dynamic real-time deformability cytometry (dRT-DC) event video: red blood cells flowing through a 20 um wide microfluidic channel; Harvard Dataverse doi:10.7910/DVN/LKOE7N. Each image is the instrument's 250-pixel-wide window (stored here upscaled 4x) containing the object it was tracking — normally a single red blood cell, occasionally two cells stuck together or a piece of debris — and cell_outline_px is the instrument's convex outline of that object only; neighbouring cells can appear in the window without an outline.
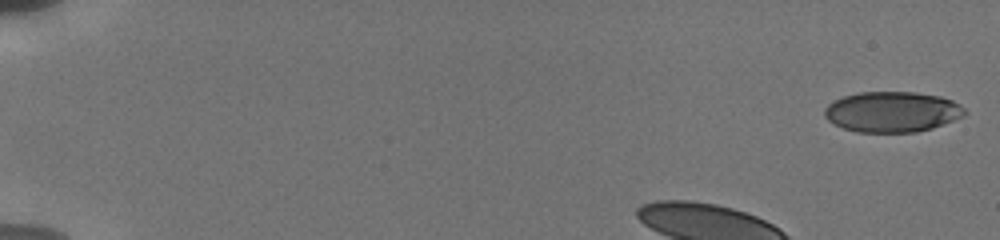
{"species": "human", "species_latin": "Homo sapiens", "temperature_condition": "cold", "stored_images_in_passage": 37, "camera_frame_rate_fps": 3000, "um_per_image_px": 0.085, "donor": {"sex": "male"}, "frame": {"image": 1, "passage_image": 1, "time_ms": 0.0, "image_size_px": [1000, 240], "cell_outline_px": [[968, 112], [964, 116], [932, 128], [916, 132], [856, 132], [844, 128], [828, 120], [824, 116], [824, 108], [828, 104], [844, 96], [860, 92], [916, 92], [940, 96], [952, 100], [960, 104]], "centroid_in_image_um": [75.86, 9.5], "position_along_channel_um": 9.1, "area_um2": 33.12}}
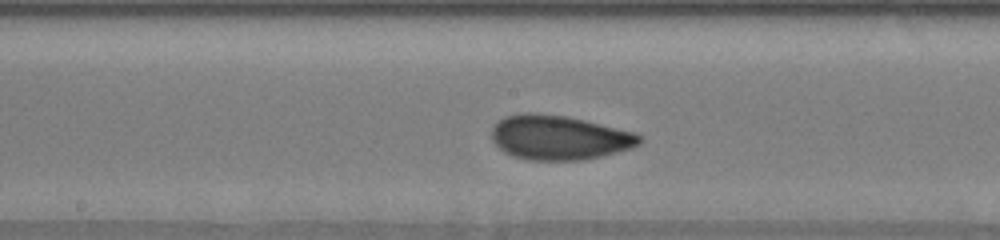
{"frame": {"image": 2, "passage_image": 22, "time_ms": 7.667, "image_size_px": [1000, 240], "cell_outline_px": [[644, 140], [640, 144], [632, 148], [584, 160], [528, 160], [512, 156], [504, 152], [492, 140], [492, 128], [500, 120], [508, 116], [528, 112], [564, 116], [584, 120], [636, 132]], "centroid_in_image_um": [47.56, 11.7], "position_along_channel_um": 200.6, "area_um2": 38.15}}
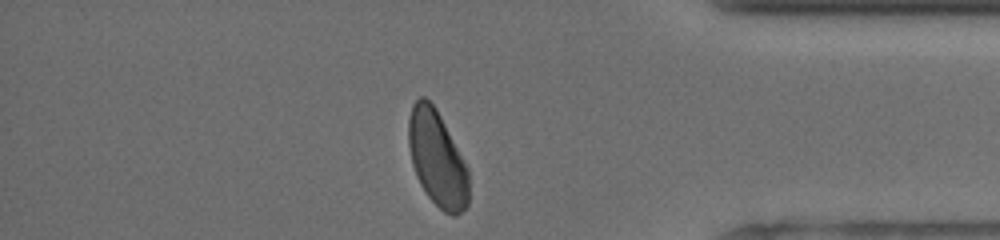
{"frame": {"image": 3, "passage_image": 36, "time_ms": 13.333, "image_size_px": [1000, 240], "cell_outline_px": [[468, 208], [456, 216], [452, 216], [444, 212], [428, 196], [420, 184], [416, 176], [412, 164], [408, 144], [408, 120], [412, 104], [420, 96], [424, 96], [436, 108], [468, 168]], "centroid_in_image_um": [37.15, 13.5], "position_along_channel_um": 398.0, "area_um2": 33.58}}